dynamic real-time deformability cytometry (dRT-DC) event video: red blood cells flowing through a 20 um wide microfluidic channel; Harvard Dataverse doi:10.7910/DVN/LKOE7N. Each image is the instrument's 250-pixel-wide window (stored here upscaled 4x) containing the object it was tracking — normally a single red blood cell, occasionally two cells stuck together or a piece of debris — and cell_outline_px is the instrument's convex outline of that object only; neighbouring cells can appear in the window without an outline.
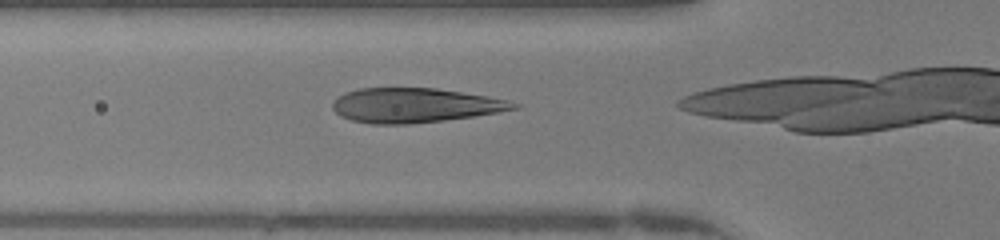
{"species": "human", "species_latin": "Homo sapiens", "temperature_condition": "warm", "stored_images_in_passage": 26, "camera_frame_rate_fps": 3000, "um_per_image_px": 0.085, "donor": {"sex": "female"}, "frame": {"image": 1, "passage_image": 10, "time_ms": 3.0, "image_size_px": [1000, 240], "cell_outline_px": [[520, 108], [500, 112], [444, 120], [408, 124], [372, 124], [352, 120], [340, 116], [332, 108], [332, 104], [336, 96], [344, 92], [360, 88], [436, 88], [488, 96], [508, 100], [520, 104]], "centroid_in_image_um": [35.25, 8.95], "position_along_channel_um": 90.6, "area_um2": 36.53}}
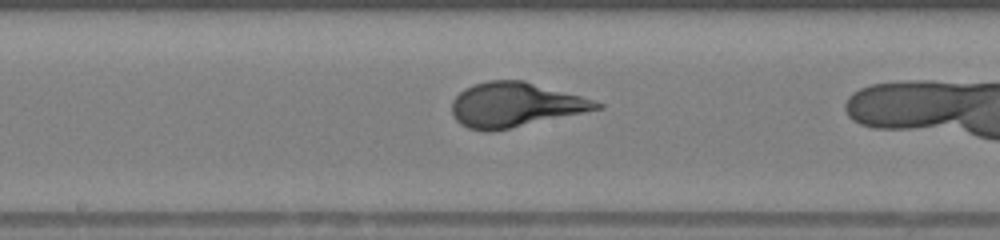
{"frame": {"image": 2, "passage_image": 18, "time_ms": 5.667, "image_size_px": [1000, 240], "cell_outline_px": [[604, 108], [492, 132], [488, 132], [468, 128], [460, 124], [452, 116], [452, 100], [464, 88], [472, 84], [488, 80], [524, 80], [580, 96], [604, 104]], "centroid_in_image_um": [43.75, 8.91], "position_along_channel_um": 204.5, "area_um2": 37.57}}
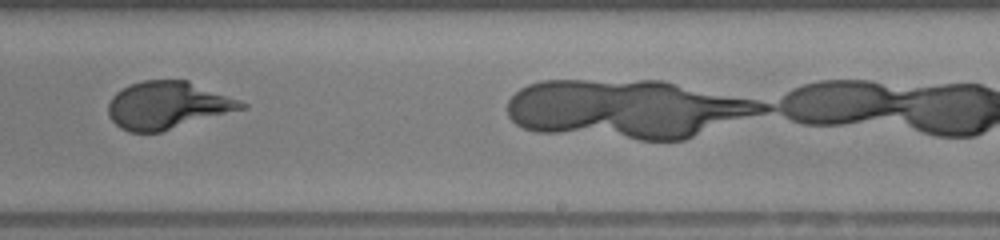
{"frame": {"image": 3, "passage_image": 23, "time_ms": 7.333, "image_size_px": [1000, 240], "cell_outline_px": [[248, 108], [160, 132], [128, 132], [120, 128], [108, 116], [108, 104], [112, 96], [116, 92], [132, 84], [144, 80], [188, 80], [248, 104]], "centroid_in_image_um": [14.24, 8.96], "position_along_channel_um": 274.8, "area_um2": 36.7}}